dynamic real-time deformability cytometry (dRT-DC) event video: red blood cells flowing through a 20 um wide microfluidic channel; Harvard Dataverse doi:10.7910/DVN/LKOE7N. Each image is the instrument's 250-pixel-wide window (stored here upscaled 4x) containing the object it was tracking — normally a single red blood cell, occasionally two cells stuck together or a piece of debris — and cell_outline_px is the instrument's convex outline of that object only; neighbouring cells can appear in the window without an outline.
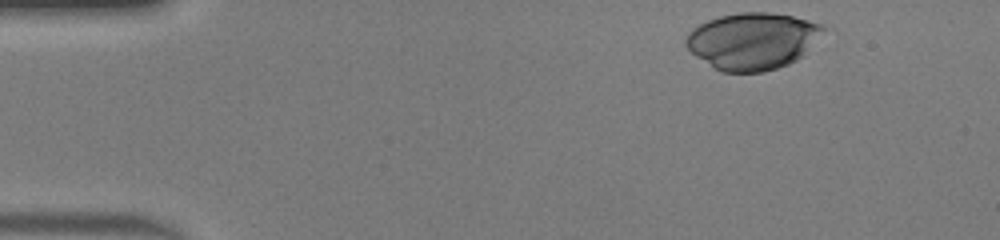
{"species": "human", "species_latin": "Homo sapiens", "temperature_condition": "warm", "stored_images_in_passage": 36, "camera_frame_rate_fps": 3000, "um_per_image_px": 0.085, "donor": {"sex": "male"}, "frame": {"image": 1, "passage_image": 1, "time_ms": 0.0, "image_size_px": [1000, 240], "cell_outline_px": [[836, 32], [804, 56], [788, 64], [764, 72], [724, 72], [716, 68], [696, 56], [684, 44], [684, 40], [688, 32], [692, 28], [708, 20], [720, 16], [740, 12], [768, 12], [792, 16], [824, 24], [832, 28]], "centroid_in_image_um": [64.17, 3.46], "position_along_channel_um": 20.8, "area_um2": 46.93}}
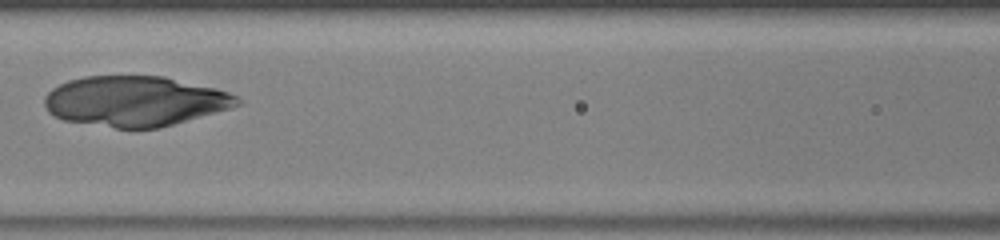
{"frame": {"image": 2, "passage_image": 17, "time_ms": 5.333, "image_size_px": [1000, 240], "cell_outline_px": [[244, 104], [172, 124], [156, 128], [116, 128], [64, 120], [48, 112], [44, 104], [44, 96], [52, 88], [68, 80], [84, 76], [164, 76], [216, 88], [240, 96], [244, 100]], "centroid_in_image_um": [11.49, 8.59], "position_along_channel_um": 155.1, "area_um2": 56.41}}
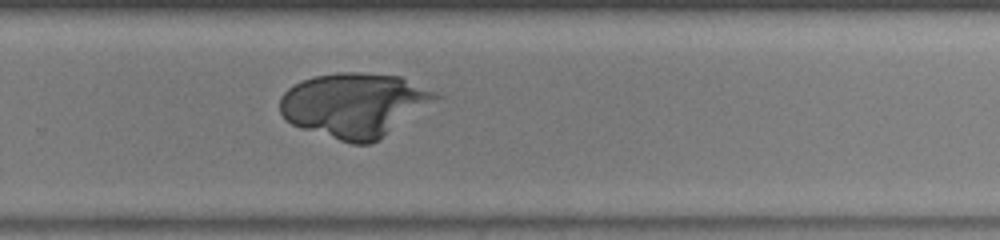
{"frame": {"image": 3, "passage_image": 27, "time_ms": 8.667, "image_size_px": [1000, 240], "cell_outline_px": [[448, 96], [376, 140], [368, 144], [352, 144], [292, 124], [284, 120], [280, 112], [280, 96], [288, 88], [304, 80], [316, 76], [340, 72], [364, 72], [400, 76]], "centroid_in_image_um": [30.21, 8.89], "position_along_channel_um": 299.6, "area_um2": 58.55}}